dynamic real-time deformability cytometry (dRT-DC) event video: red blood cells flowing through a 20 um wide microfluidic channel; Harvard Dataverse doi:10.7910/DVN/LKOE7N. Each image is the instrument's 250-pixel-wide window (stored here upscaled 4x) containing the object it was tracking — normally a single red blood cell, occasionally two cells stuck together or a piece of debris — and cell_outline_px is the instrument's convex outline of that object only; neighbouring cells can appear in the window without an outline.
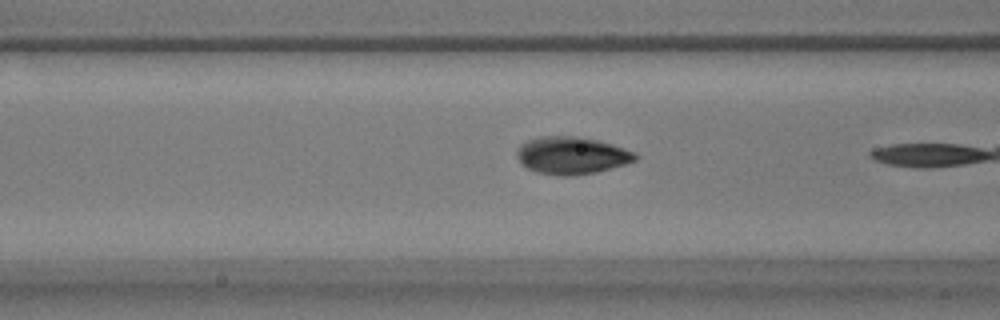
{"species": "common noctule bat (a hibernating species)", "species_latin": "Nyctalus noctula", "temperature_condition": "warm", "stored_images_in_passage": 22, "camera_frame_rate_fps": 3000, "um_per_image_px": 0.085, "animal": {"sex": "male", "body_mass_g": 17.9}, "frame": {"image": 1, "passage_image": 13, "time_ms": 4.0, "image_size_px": [1000, 320], "cell_outline_px": [[640, 156], [636, 160], [624, 164], [596, 172], [568, 176], [564, 176], [536, 172], [520, 164], [516, 156], [516, 148], [520, 144], [528, 140], [540, 136], [576, 136], [600, 140], [636, 152]], "centroid_in_image_um": [48.57, 13.2], "position_along_channel_um": 118.0, "area_um2": 26.01}}
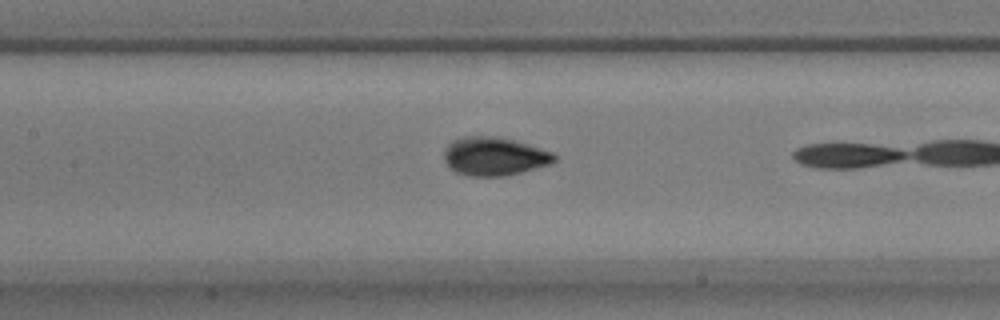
{"frame": {"image": 2, "passage_image": 17, "time_ms": 5.333, "image_size_px": [1000, 320], "cell_outline_px": [[560, 156], [556, 160], [548, 164], [520, 172], [504, 176], [472, 176], [456, 172], [444, 160], [444, 148], [452, 140], [464, 136], [496, 136], [516, 140], [552, 152]], "centroid_in_image_um": [42.01, 13.27], "position_along_channel_um": 165.4, "area_um2": 24.68}}